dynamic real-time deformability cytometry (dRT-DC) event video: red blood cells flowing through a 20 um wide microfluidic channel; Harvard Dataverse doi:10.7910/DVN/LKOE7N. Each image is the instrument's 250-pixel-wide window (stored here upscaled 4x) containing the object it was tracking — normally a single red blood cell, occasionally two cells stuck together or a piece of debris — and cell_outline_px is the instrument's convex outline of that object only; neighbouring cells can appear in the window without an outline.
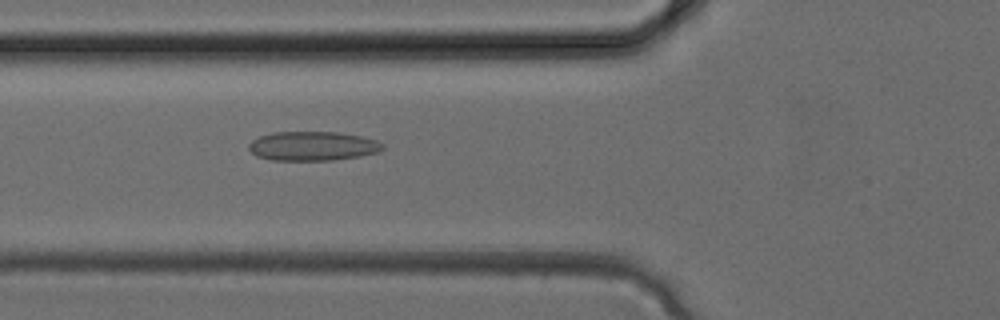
{"species": "common noctule bat (a hibernating species)", "species_latin": "Nyctalus noctula", "temperature_condition": "cold", "stored_images_in_passage": 27, "camera_frame_rate_fps": 3000, "um_per_image_px": 0.085, "animal": {"sex": "female", "body_mass_g": 24.6, "forearm_length_mm": 56.2}, "frame": {"image": 1, "passage_image": 5, "time_ms": 1.333, "image_size_px": [1000, 320], "cell_outline_px": [[384, 148], [376, 152], [360, 156], [332, 160], [268, 160], [256, 156], [248, 148], [248, 144], [252, 140], [260, 136], [276, 132], [336, 132], [360, 136], [376, 140], [384, 144]], "centroid_in_image_um": [26.55, 12.42], "position_along_channel_um": 99.2, "area_um2": 22.72}}
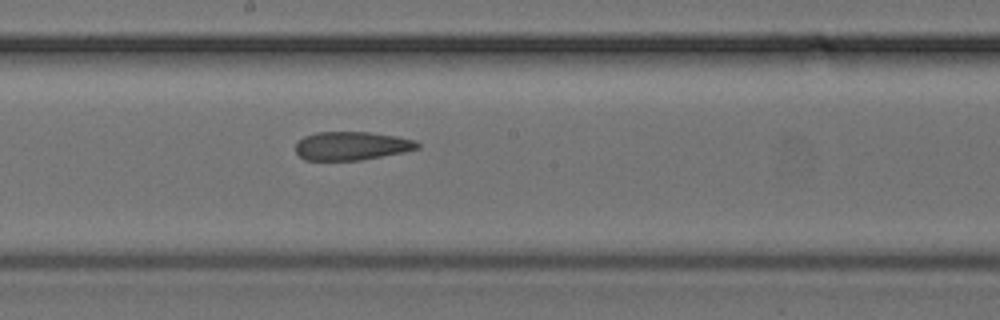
{"frame": {"image": 2, "passage_image": 11, "time_ms": 3.333, "image_size_px": [1000, 320], "cell_outline_px": [[420, 148], [404, 152], [360, 160], [304, 160], [296, 152], [296, 144], [304, 136], [316, 132], [368, 132], [396, 136], [416, 140], [420, 144]], "centroid_in_image_um": [29.91, 12.4], "position_along_channel_um": 218.3, "area_um2": 20.23}}
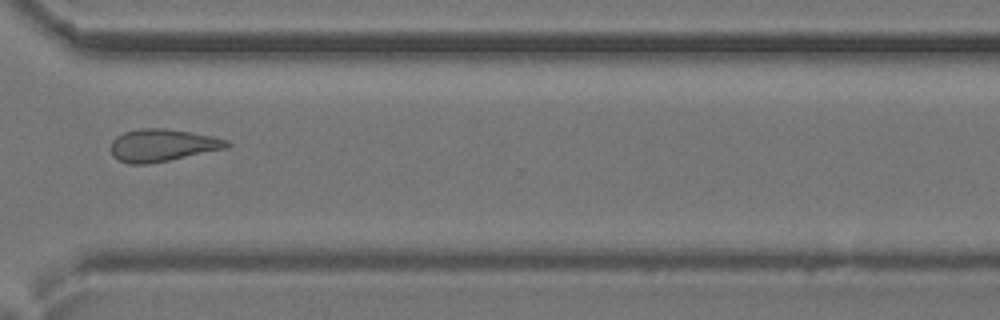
{"frame": {"image": 3, "passage_image": 18, "time_ms": 5.667, "image_size_px": [1000, 320], "cell_outline_px": [[232, 144], [228, 148], [148, 164], [128, 164], [116, 160], [112, 156], [112, 140], [116, 136], [124, 132], [140, 128], [164, 128], [212, 136], [228, 140]], "centroid_in_image_um": [13.79, 12.35], "position_along_channel_um": 356.8, "area_um2": 21.91}}